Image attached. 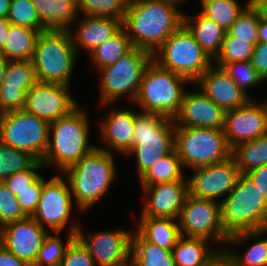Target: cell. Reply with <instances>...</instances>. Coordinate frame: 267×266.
Segmentation results:
<instances>
[{"label": "cell", "instance_id": "cell-28", "mask_svg": "<svg viewBox=\"0 0 267 266\" xmlns=\"http://www.w3.org/2000/svg\"><path fill=\"white\" fill-rule=\"evenodd\" d=\"M219 250L210 240L181 236L172 254L175 266H202Z\"/></svg>", "mask_w": 267, "mask_h": 266}, {"label": "cell", "instance_id": "cell-17", "mask_svg": "<svg viewBox=\"0 0 267 266\" xmlns=\"http://www.w3.org/2000/svg\"><path fill=\"white\" fill-rule=\"evenodd\" d=\"M108 106L110 107L106 112L107 114L98 121L97 130L99 131L97 132H99V137L97 141L100 140V144L97 143V147L109 153H119L118 155L125 156L132 148L134 122L140 111L138 108L137 110L131 108L120 109L115 107L116 104L99 105L101 109L106 107L108 109Z\"/></svg>", "mask_w": 267, "mask_h": 266}, {"label": "cell", "instance_id": "cell-31", "mask_svg": "<svg viewBox=\"0 0 267 266\" xmlns=\"http://www.w3.org/2000/svg\"><path fill=\"white\" fill-rule=\"evenodd\" d=\"M187 175L174 148L154 163L138 181L141 184L140 186H151L177 180H187Z\"/></svg>", "mask_w": 267, "mask_h": 266}, {"label": "cell", "instance_id": "cell-13", "mask_svg": "<svg viewBox=\"0 0 267 266\" xmlns=\"http://www.w3.org/2000/svg\"><path fill=\"white\" fill-rule=\"evenodd\" d=\"M178 226L181 236L210 240L219 249L225 248L229 237L222 226L221 203L189 194L180 211Z\"/></svg>", "mask_w": 267, "mask_h": 266}, {"label": "cell", "instance_id": "cell-58", "mask_svg": "<svg viewBox=\"0 0 267 266\" xmlns=\"http://www.w3.org/2000/svg\"><path fill=\"white\" fill-rule=\"evenodd\" d=\"M267 0H248V3L252 7H257L260 3L266 2Z\"/></svg>", "mask_w": 267, "mask_h": 266}, {"label": "cell", "instance_id": "cell-27", "mask_svg": "<svg viewBox=\"0 0 267 266\" xmlns=\"http://www.w3.org/2000/svg\"><path fill=\"white\" fill-rule=\"evenodd\" d=\"M134 229L148 242L172 250L181 237L178 220L151 216H138Z\"/></svg>", "mask_w": 267, "mask_h": 266}, {"label": "cell", "instance_id": "cell-12", "mask_svg": "<svg viewBox=\"0 0 267 266\" xmlns=\"http://www.w3.org/2000/svg\"><path fill=\"white\" fill-rule=\"evenodd\" d=\"M49 123L24 109L0 114V141L42 161L48 145Z\"/></svg>", "mask_w": 267, "mask_h": 266}, {"label": "cell", "instance_id": "cell-30", "mask_svg": "<svg viewBox=\"0 0 267 266\" xmlns=\"http://www.w3.org/2000/svg\"><path fill=\"white\" fill-rule=\"evenodd\" d=\"M130 266H175L172 250L146 241L135 229L131 240Z\"/></svg>", "mask_w": 267, "mask_h": 266}, {"label": "cell", "instance_id": "cell-32", "mask_svg": "<svg viewBox=\"0 0 267 266\" xmlns=\"http://www.w3.org/2000/svg\"><path fill=\"white\" fill-rule=\"evenodd\" d=\"M133 48L125 28L122 26L112 37L99 45L88 58L92 61L96 72L116 63L123 55Z\"/></svg>", "mask_w": 267, "mask_h": 266}, {"label": "cell", "instance_id": "cell-24", "mask_svg": "<svg viewBox=\"0 0 267 266\" xmlns=\"http://www.w3.org/2000/svg\"><path fill=\"white\" fill-rule=\"evenodd\" d=\"M266 235L267 228L240 232L229 236L224 249L231 256L234 266H267ZM245 245L249 247L244 252L243 249L240 252L235 249L236 246L243 247Z\"/></svg>", "mask_w": 267, "mask_h": 266}, {"label": "cell", "instance_id": "cell-16", "mask_svg": "<svg viewBox=\"0 0 267 266\" xmlns=\"http://www.w3.org/2000/svg\"><path fill=\"white\" fill-rule=\"evenodd\" d=\"M70 86L37 81L26 93L24 110L49 124L68 115L79 104Z\"/></svg>", "mask_w": 267, "mask_h": 266}, {"label": "cell", "instance_id": "cell-4", "mask_svg": "<svg viewBox=\"0 0 267 266\" xmlns=\"http://www.w3.org/2000/svg\"><path fill=\"white\" fill-rule=\"evenodd\" d=\"M78 58L69 30L48 29L39 33L31 61L37 81L71 87Z\"/></svg>", "mask_w": 267, "mask_h": 266}, {"label": "cell", "instance_id": "cell-34", "mask_svg": "<svg viewBox=\"0 0 267 266\" xmlns=\"http://www.w3.org/2000/svg\"><path fill=\"white\" fill-rule=\"evenodd\" d=\"M248 5V0H208L200 5V12L227 31Z\"/></svg>", "mask_w": 267, "mask_h": 266}, {"label": "cell", "instance_id": "cell-25", "mask_svg": "<svg viewBox=\"0 0 267 266\" xmlns=\"http://www.w3.org/2000/svg\"><path fill=\"white\" fill-rule=\"evenodd\" d=\"M184 12L183 24L193 34L196 42L214 60L220 53L226 31L215 21L201 12L188 14Z\"/></svg>", "mask_w": 267, "mask_h": 266}, {"label": "cell", "instance_id": "cell-40", "mask_svg": "<svg viewBox=\"0 0 267 266\" xmlns=\"http://www.w3.org/2000/svg\"><path fill=\"white\" fill-rule=\"evenodd\" d=\"M36 82L32 61H9L0 87L19 88L27 93Z\"/></svg>", "mask_w": 267, "mask_h": 266}, {"label": "cell", "instance_id": "cell-7", "mask_svg": "<svg viewBox=\"0 0 267 266\" xmlns=\"http://www.w3.org/2000/svg\"><path fill=\"white\" fill-rule=\"evenodd\" d=\"M153 55L143 49L133 47L116 63L99 69L96 73L99 78L98 105L120 104L125 98L133 104L140 89L143 73Z\"/></svg>", "mask_w": 267, "mask_h": 266}, {"label": "cell", "instance_id": "cell-26", "mask_svg": "<svg viewBox=\"0 0 267 266\" xmlns=\"http://www.w3.org/2000/svg\"><path fill=\"white\" fill-rule=\"evenodd\" d=\"M41 24L48 29L68 30L79 17L75 0H33Z\"/></svg>", "mask_w": 267, "mask_h": 266}, {"label": "cell", "instance_id": "cell-42", "mask_svg": "<svg viewBox=\"0 0 267 266\" xmlns=\"http://www.w3.org/2000/svg\"><path fill=\"white\" fill-rule=\"evenodd\" d=\"M7 20L16 26H24L39 32L47 30L40 22L33 0H11Z\"/></svg>", "mask_w": 267, "mask_h": 266}, {"label": "cell", "instance_id": "cell-46", "mask_svg": "<svg viewBox=\"0 0 267 266\" xmlns=\"http://www.w3.org/2000/svg\"><path fill=\"white\" fill-rule=\"evenodd\" d=\"M44 175H41L28 189L17 196V202L27 217H32L36 210L44 184Z\"/></svg>", "mask_w": 267, "mask_h": 266}, {"label": "cell", "instance_id": "cell-57", "mask_svg": "<svg viewBox=\"0 0 267 266\" xmlns=\"http://www.w3.org/2000/svg\"><path fill=\"white\" fill-rule=\"evenodd\" d=\"M159 1H163V2H167V3H170V4H173L175 6H177L178 8H180L179 6H182L180 4H184L185 1H189V0H159Z\"/></svg>", "mask_w": 267, "mask_h": 266}, {"label": "cell", "instance_id": "cell-47", "mask_svg": "<svg viewBox=\"0 0 267 266\" xmlns=\"http://www.w3.org/2000/svg\"><path fill=\"white\" fill-rule=\"evenodd\" d=\"M26 93L19 88L0 87V114L24 109Z\"/></svg>", "mask_w": 267, "mask_h": 266}, {"label": "cell", "instance_id": "cell-22", "mask_svg": "<svg viewBox=\"0 0 267 266\" xmlns=\"http://www.w3.org/2000/svg\"><path fill=\"white\" fill-rule=\"evenodd\" d=\"M194 84L224 111L241 107L251 99L222 67L214 64Z\"/></svg>", "mask_w": 267, "mask_h": 266}, {"label": "cell", "instance_id": "cell-14", "mask_svg": "<svg viewBox=\"0 0 267 266\" xmlns=\"http://www.w3.org/2000/svg\"><path fill=\"white\" fill-rule=\"evenodd\" d=\"M80 224L76 237L88 249L96 266H130L133 229L119 227L84 231Z\"/></svg>", "mask_w": 267, "mask_h": 266}, {"label": "cell", "instance_id": "cell-48", "mask_svg": "<svg viewBox=\"0 0 267 266\" xmlns=\"http://www.w3.org/2000/svg\"><path fill=\"white\" fill-rule=\"evenodd\" d=\"M250 62L264 81L267 80V43L258 42Z\"/></svg>", "mask_w": 267, "mask_h": 266}, {"label": "cell", "instance_id": "cell-2", "mask_svg": "<svg viewBox=\"0 0 267 266\" xmlns=\"http://www.w3.org/2000/svg\"><path fill=\"white\" fill-rule=\"evenodd\" d=\"M89 120V114L79 104L68 115L50 123L48 145L41 161L48 172L62 173L97 147L90 141Z\"/></svg>", "mask_w": 267, "mask_h": 266}, {"label": "cell", "instance_id": "cell-21", "mask_svg": "<svg viewBox=\"0 0 267 266\" xmlns=\"http://www.w3.org/2000/svg\"><path fill=\"white\" fill-rule=\"evenodd\" d=\"M186 89L181 107L173 118L175 126L224 129L225 111L207 97L195 84Z\"/></svg>", "mask_w": 267, "mask_h": 266}, {"label": "cell", "instance_id": "cell-1", "mask_svg": "<svg viewBox=\"0 0 267 266\" xmlns=\"http://www.w3.org/2000/svg\"><path fill=\"white\" fill-rule=\"evenodd\" d=\"M183 9L159 0H129L122 22L133 47L152 55L183 24Z\"/></svg>", "mask_w": 267, "mask_h": 266}, {"label": "cell", "instance_id": "cell-56", "mask_svg": "<svg viewBox=\"0 0 267 266\" xmlns=\"http://www.w3.org/2000/svg\"><path fill=\"white\" fill-rule=\"evenodd\" d=\"M256 9L258 10L260 17L267 21V1L260 3Z\"/></svg>", "mask_w": 267, "mask_h": 266}, {"label": "cell", "instance_id": "cell-10", "mask_svg": "<svg viewBox=\"0 0 267 266\" xmlns=\"http://www.w3.org/2000/svg\"><path fill=\"white\" fill-rule=\"evenodd\" d=\"M174 144L186 173L187 170L219 163L232 156L223 129L175 126Z\"/></svg>", "mask_w": 267, "mask_h": 266}, {"label": "cell", "instance_id": "cell-36", "mask_svg": "<svg viewBox=\"0 0 267 266\" xmlns=\"http://www.w3.org/2000/svg\"><path fill=\"white\" fill-rule=\"evenodd\" d=\"M129 0H78L80 15L112 17L123 20Z\"/></svg>", "mask_w": 267, "mask_h": 266}, {"label": "cell", "instance_id": "cell-18", "mask_svg": "<svg viewBox=\"0 0 267 266\" xmlns=\"http://www.w3.org/2000/svg\"><path fill=\"white\" fill-rule=\"evenodd\" d=\"M223 130L231 149L240 143L267 134L266 110L263 103L252 98L241 107L225 111Z\"/></svg>", "mask_w": 267, "mask_h": 266}, {"label": "cell", "instance_id": "cell-15", "mask_svg": "<svg viewBox=\"0 0 267 266\" xmlns=\"http://www.w3.org/2000/svg\"><path fill=\"white\" fill-rule=\"evenodd\" d=\"M188 180V194L198 198L221 203L235 187L240 175L233 156L209 166L191 169Z\"/></svg>", "mask_w": 267, "mask_h": 266}, {"label": "cell", "instance_id": "cell-38", "mask_svg": "<svg viewBox=\"0 0 267 266\" xmlns=\"http://www.w3.org/2000/svg\"><path fill=\"white\" fill-rule=\"evenodd\" d=\"M260 14L255 7L248 5L236 18L227 32L238 40L256 45L258 43V28Z\"/></svg>", "mask_w": 267, "mask_h": 266}, {"label": "cell", "instance_id": "cell-50", "mask_svg": "<svg viewBox=\"0 0 267 266\" xmlns=\"http://www.w3.org/2000/svg\"><path fill=\"white\" fill-rule=\"evenodd\" d=\"M0 266H29L0 244Z\"/></svg>", "mask_w": 267, "mask_h": 266}, {"label": "cell", "instance_id": "cell-53", "mask_svg": "<svg viewBox=\"0 0 267 266\" xmlns=\"http://www.w3.org/2000/svg\"><path fill=\"white\" fill-rule=\"evenodd\" d=\"M258 42L267 43V21L262 18L259 20Z\"/></svg>", "mask_w": 267, "mask_h": 266}, {"label": "cell", "instance_id": "cell-52", "mask_svg": "<svg viewBox=\"0 0 267 266\" xmlns=\"http://www.w3.org/2000/svg\"><path fill=\"white\" fill-rule=\"evenodd\" d=\"M11 23L6 18L0 17V51L4 47Z\"/></svg>", "mask_w": 267, "mask_h": 266}, {"label": "cell", "instance_id": "cell-60", "mask_svg": "<svg viewBox=\"0 0 267 266\" xmlns=\"http://www.w3.org/2000/svg\"><path fill=\"white\" fill-rule=\"evenodd\" d=\"M198 1H200V5H201L202 3H204V2H206L208 0H198Z\"/></svg>", "mask_w": 267, "mask_h": 266}, {"label": "cell", "instance_id": "cell-29", "mask_svg": "<svg viewBox=\"0 0 267 266\" xmlns=\"http://www.w3.org/2000/svg\"><path fill=\"white\" fill-rule=\"evenodd\" d=\"M39 33L35 29L11 24L4 47L0 52L9 61H31Z\"/></svg>", "mask_w": 267, "mask_h": 266}, {"label": "cell", "instance_id": "cell-20", "mask_svg": "<svg viewBox=\"0 0 267 266\" xmlns=\"http://www.w3.org/2000/svg\"><path fill=\"white\" fill-rule=\"evenodd\" d=\"M142 208L140 216L178 220L188 195V180H177L151 186H140Z\"/></svg>", "mask_w": 267, "mask_h": 266}, {"label": "cell", "instance_id": "cell-45", "mask_svg": "<svg viewBox=\"0 0 267 266\" xmlns=\"http://www.w3.org/2000/svg\"><path fill=\"white\" fill-rule=\"evenodd\" d=\"M59 266H96L94 259L82 242L75 237L68 245Z\"/></svg>", "mask_w": 267, "mask_h": 266}, {"label": "cell", "instance_id": "cell-23", "mask_svg": "<svg viewBox=\"0 0 267 266\" xmlns=\"http://www.w3.org/2000/svg\"><path fill=\"white\" fill-rule=\"evenodd\" d=\"M123 20L112 17L79 15L69 28L73 45L80 55L81 50L89 55L105 40L112 37L121 27Z\"/></svg>", "mask_w": 267, "mask_h": 266}, {"label": "cell", "instance_id": "cell-39", "mask_svg": "<svg viewBox=\"0 0 267 266\" xmlns=\"http://www.w3.org/2000/svg\"><path fill=\"white\" fill-rule=\"evenodd\" d=\"M37 160L27 152L14 149L0 141V181L29 169Z\"/></svg>", "mask_w": 267, "mask_h": 266}, {"label": "cell", "instance_id": "cell-11", "mask_svg": "<svg viewBox=\"0 0 267 266\" xmlns=\"http://www.w3.org/2000/svg\"><path fill=\"white\" fill-rule=\"evenodd\" d=\"M72 212L82 214L74 204L68 181L63 174L54 173L51 178H44L40 200L32 217L49 233H63L66 230L76 235L81 223L76 217L75 220L71 219Z\"/></svg>", "mask_w": 267, "mask_h": 266}, {"label": "cell", "instance_id": "cell-5", "mask_svg": "<svg viewBox=\"0 0 267 266\" xmlns=\"http://www.w3.org/2000/svg\"><path fill=\"white\" fill-rule=\"evenodd\" d=\"M221 220L228 236L267 228V198L246 174L221 202Z\"/></svg>", "mask_w": 267, "mask_h": 266}, {"label": "cell", "instance_id": "cell-54", "mask_svg": "<svg viewBox=\"0 0 267 266\" xmlns=\"http://www.w3.org/2000/svg\"><path fill=\"white\" fill-rule=\"evenodd\" d=\"M9 60L0 52V86L3 83Z\"/></svg>", "mask_w": 267, "mask_h": 266}, {"label": "cell", "instance_id": "cell-55", "mask_svg": "<svg viewBox=\"0 0 267 266\" xmlns=\"http://www.w3.org/2000/svg\"><path fill=\"white\" fill-rule=\"evenodd\" d=\"M11 0H0V17L6 18L8 17V12L10 9Z\"/></svg>", "mask_w": 267, "mask_h": 266}, {"label": "cell", "instance_id": "cell-44", "mask_svg": "<svg viewBox=\"0 0 267 266\" xmlns=\"http://www.w3.org/2000/svg\"><path fill=\"white\" fill-rule=\"evenodd\" d=\"M27 216L17 202V197L0 181V228L10 222L22 220Z\"/></svg>", "mask_w": 267, "mask_h": 266}, {"label": "cell", "instance_id": "cell-19", "mask_svg": "<svg viewBox=\"0 0 267 266\" xmlns=\"http://www.w3.org/2000/svg\"><path fill=\"white\" fill-rule=\"evenodd\" d=\"M48 233L33 217H26L0 228V244L17 258L33 266Z\"/></svg>", "mask_w": 267, "mask_h": 266}, {"label": "cell", "instance_id": "cell-8", "mask_svg": "<svg viewBox=\"0 0 267 266\" xmlns=\"http://www.w3.org/2000/svg\"><path fill=\"white\" fill-rule=\"evenodd\" d=\"M174 130L173 119L166 116L141 111L136 115L132 148L125 157L135 158L138 178L174 149Z\"/></svg>", "mask_w": 267, "mask_h": 266}, {"label": "cell", "instance_id": "cell-6", "mask_svg": "<svg viewBox=\"0 0 267 266\" xmlns=\"http://www.w3.org/2000/svg\"><path fill=\"white\" fill-rule=\"evenodd\" d=\"M188 85V86H187ZM191 83L155 61L146 67L133 106L145 113H157L173 119L180 110L183 95Z\"/></svg>", "mask_w": 267, "mask_h": 266}, {"label": "cell", "instance_id": "cell-41", "mask_svg": "<svg viewBox=\"0 0 267 266\" xmlns=\"http://www.w3.org/2000/svg\"><path fill=\"white\" fill-rule=\"evenodd\" d=\"M222 68L251 99L250 89L254 90V87L257 88L258 86L259 88V85L261 86V84L264 85L265 83L250 61L228 63L224 64Z\"/></svg>", "mask_w": 267, "mask_h": 266}, {"label": "cell", "instance_id": "cell-35", "mask_svg": "<svg viewBox=\"0 0 267 266\" xmlns=\"http://www.w3.org/2000/svg\"><path fill=\"white\" fill-rule=\"evenodd\" d=\"M61 232L48 233L38 251L36 262L33 266H59L68 245L76 237L74 233H63L65 239L62 240Z\"/></svg>", "mask_w": 267, "mask_h": 266}, {"label": "cell", "instance_id": "cell-9", "mask_svg": "<svg viewBox=\"0 0 267 266\" xmlns=\"http://www.w3.org/2000/svg\"><path fill=\"white\" fill-rule=\"evenodd\" d=\"M161 68L170 70L194 84L213 64V60L182 24L153 54Z\"/></svg>", "mask_w": 267, "mask_h": 266}, {"label": "cell", "instance_id": "cell-3", "mask_svg": "<svg viewBox=\"0 0 267 266\" xmlns=\"http://www.w3.org/2000/svg\"><path fill=\"white\" fill-rule=\"evenodd\" d=\"M114 155L96 147L62 172L68 181L74 204L82 214L103 200L118 179Z\"/></svg>", "mask_w": 267, "mask_h": 266}, {"label": "cell", "instance_id": "cell-49", "mask_svg": "<svg viewBox=\"0 0 267 266\" xmlns=\"http://www.w3.org/2000/svg\"><path fill=\"white\" fill-rule=\"evenodd\" d=\"M253 183L260 189L267 198V165L255 168L246 173Z\"/></svg>", "mask_w": 267, "mask_h": 266}, {"label": "cell", "instance_id": "cell-51", "mask_svg": "<svg viewBox=\"0 0 267 266\" xmlns=\"http://www.w3.org/2000/svg\"><path fill=\"white\" fill-rule=\"evenodd\" d=\"M202 266H234L231 256L225 249H220Z\"/></svg>", "mask_w": 267, "mask_h": 266}, {"label": "cell", "instance_id": "cell-59", "mask_svg": "<svg viewBox=\"0 0 267 266\" xmlns=\"http://www.w3.org/2000/svg\"><path fill=\"white\" fill-rule=\"evenodd\" d=\"M261 102L263 103V106L265 107L266 110V118H267V99L265 98V100H261Z\"/></svg>", "mask_w": 267, "mask_h": 266}, {"label": "cell", "instance_id": "cell-43", "mask_svg": "<svg viewBox=\"0 0 267 266\" xmlns=\"http://www.w3.org/2000/svg\"><path fill=\"white\" fill-rule=\"evenodd\" d=\"M43 170L46 171L45 166L40 161H36L29 169L12 174L3 182L17 197L20 192L28 189L42 175Z\"/></svg>", "mask_w": 267, "mask_h": 266}, {"label": "cell", "instance_id": "cell-37", "mask_svg": "<svg viewBox=\"0 0 267 266\" xmlns=\"http://www.w3.org/2000/svg\"><path fill=\"white\" fill-rule=\"evenodd\" d=\"M254 48L255 45L238 40L226 31L220 53L213 60V64L222 67L228 63L250 61Z\"/></svg>", "mask_w": 267, "mask_h": 266}, {"label": "cell", "instance_id": "cell-33", "mask_svg": "<svg viewBox=\"0 0 267 266\" xmlns=\"http://www.w3.org/2000/svg\"><path fill=\"white\" fill-rule=\"evenodd\" d=\"M240 173L247 172L267 165V134L252 140L238 144L232 149Z\"/></svg>", "mask_w": 267, "mask_h": 266}]
</instances>
